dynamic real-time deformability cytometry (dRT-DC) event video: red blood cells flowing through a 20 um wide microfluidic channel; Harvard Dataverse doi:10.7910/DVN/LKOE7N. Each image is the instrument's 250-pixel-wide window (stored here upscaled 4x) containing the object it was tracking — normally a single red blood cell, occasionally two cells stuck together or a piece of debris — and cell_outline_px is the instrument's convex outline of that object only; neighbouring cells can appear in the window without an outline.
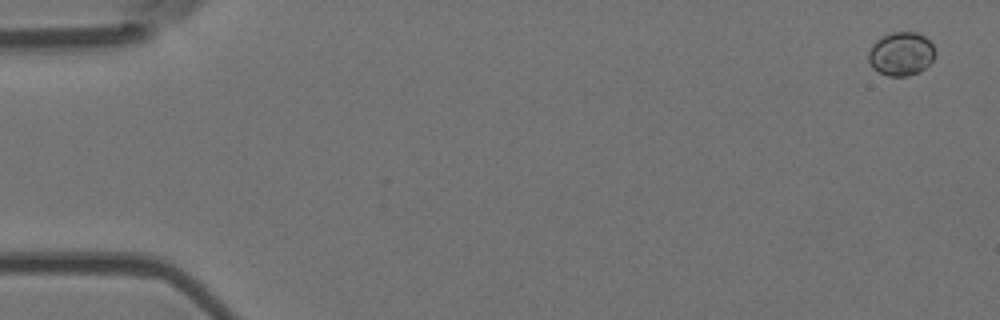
{"species": "Egyptian fruit bat (a non-hibernating species)", "species_latin": "Rousettus aegyptiacus", "temperature_condition": "room temperature", "stored_images_in_passage": 57, "camera_frame_rate_fps": 3000, "um_per_image_px": 0.085, "animal": {"sex": "female"}, "frame": {"image": 1, "passage_image": 3, "time_ms": 0.667, "image_size_px": [1000, 320], "cell_outline_px": [[936, 56], [920, 72], [908, 76], [888, 76], [872, 68], [868, 60], [868, 52], [872, 44], [876, 40], [892, 32], [916, 32], [924, 36], [932, 44], [936, 52]], "centroid_in_image_um": [76.59, 4.58], "position_along_channel_um": 8.4, "area_um2": 16.99}}
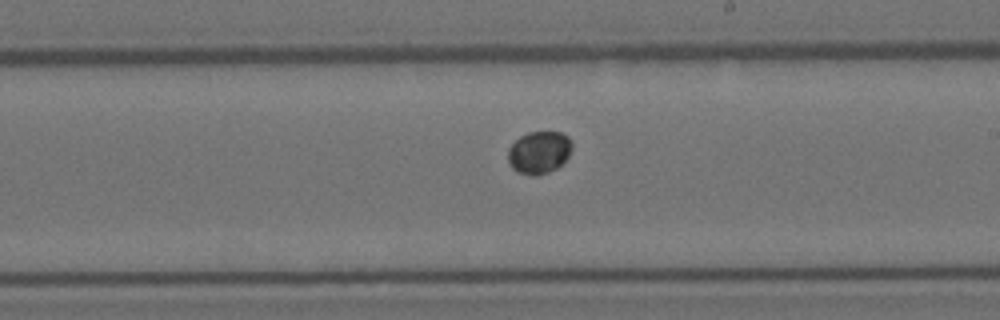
{"frame": {"image": 2, "passage_image": 34, "time_ms": 11.0, "image_size_px": [1000, 320], "cell_outline_px": [[572, 148], [568, 156], [556, 168], [548, 172], [536, 176], [532, 176], [516, 172], [512, 168], [508, 160], [508, 148], [520, 136], [528, 132], [560, 132], [568, 136], [572, 144]], "centroid_in_image_um": [45.8, 12.96], "position_along_channel_um": 243.2, "area_um2": 15.84}}
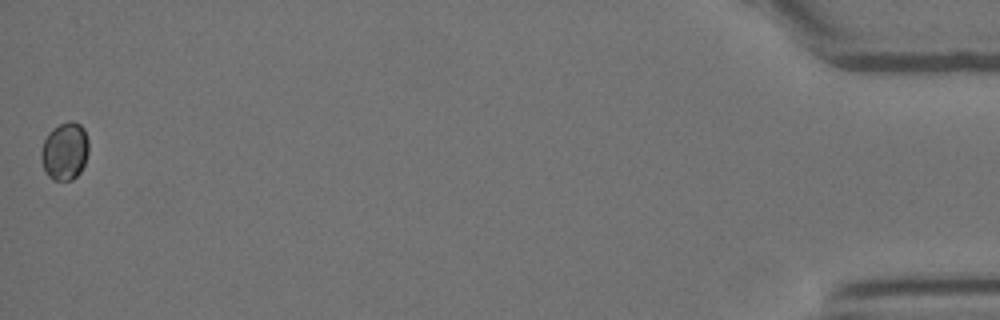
{"frame": {"image": 3, "passage_image": 57, "time_ms": 18.667, "image_size_px": [1000, 320], "cell_outline_px": [[88, 152], [84, 164], [80, 172], [72, 180], [52, 180], [44, 172], [40, 160], [40, 152], [44, 140], [48, 132], [52, 128], [68, 120], [72, 120], [80, 124], [84, 128], [88, 140]], "centroid_in_image_um": [5.48, 12.84], "position_along_channel_um": 429.7, "area_um2": 16.3}}